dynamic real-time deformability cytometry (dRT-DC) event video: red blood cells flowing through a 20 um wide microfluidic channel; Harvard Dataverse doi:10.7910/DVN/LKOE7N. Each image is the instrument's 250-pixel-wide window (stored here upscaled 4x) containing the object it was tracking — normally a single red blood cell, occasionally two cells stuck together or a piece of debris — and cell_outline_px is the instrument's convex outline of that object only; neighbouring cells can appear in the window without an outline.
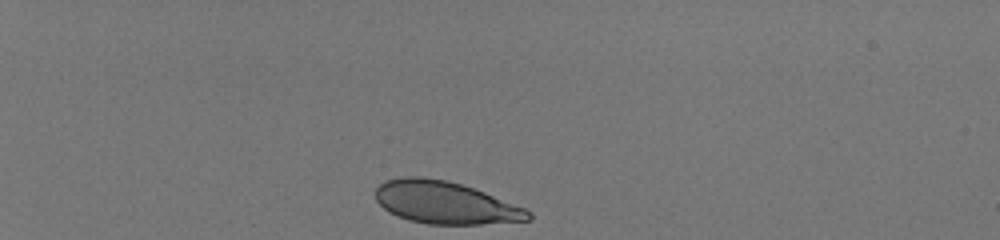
{"species": "human", "species_latin": "Homo sapiens", "temperature_condition": "room temperature", "stored_images_in_passage": 36, "camera_frame_rate_fps": 3000, "um_per_image_px": 0.085, "donor": {"sex": "male"}, "frame": {"image": 1, "passage_image": 1, "time_ms": 0.0, "image_size_px": [1000, 240], "cell_outline_px": [[532, 220], [480, 224], [428, 224], [412, 220], [388, 212], [376, 200], [376, 188], [380, 184], [388, 180], [404, 176], [420, 176], [448, 180], [484, 192], [524, 208], [532, 212]], "centroid_in_image_um": [37.85, 17.22], "position_along_channel_um": 47.2, "area_um2": 37.4}}
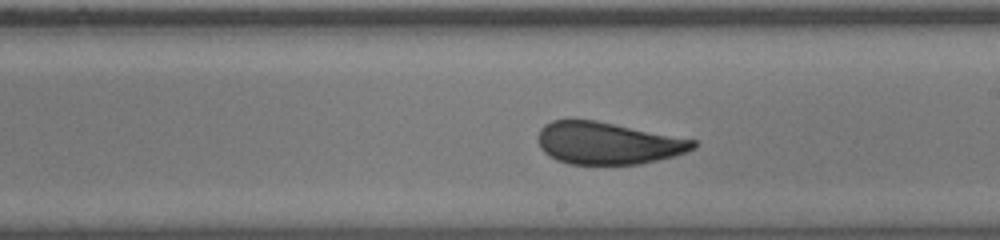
{"frame": {"image": 2, "passage_image": 21, "time_ms": 6.667, "image_size_px": [1000, 240], "cell_outline_px": [[696, 148], [672, 156], [640, 164], [568, 164], [556, 160], [548, 156], [540, 148], [540, 128], [544, 124], [552, 120], [596, 120], [696, 140]], "centroid_in_image_um": [51.64, 12.17], "position_along_channel_um": 237.4, "area_um2": 37.86}}
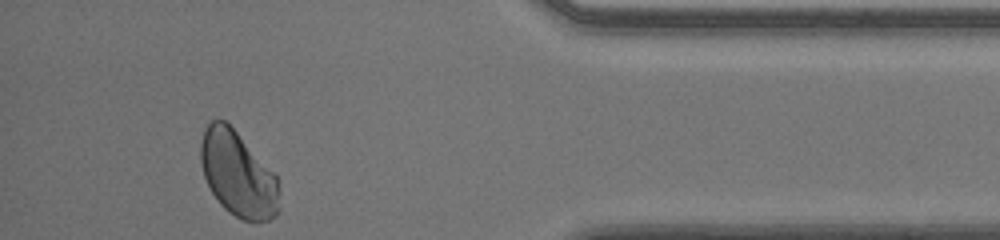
{"frame": {"image": 3, "passage_image": 36, "time_ms": 11.667, "image_size_px": [1000, 240], "cell_outline_px": [[276, 216], [268, 220], [244, 220], [228, 212], [220, 204], [212, 192], [204, 176], [200, 164], [200, 144], [204, 128], [212, 120], [224, 120], [236, 132], [276, 176]], "centroid_in_image_um": [20.14, 14.78], "position_along_channel_um": 415.1, "area_um2": 37.8}, "authors_computed_cell_mechanics": {"area_um2": 38.9861, "velocity_mm_per_s": 4.0326, "shape_relaxation_time_tau1_ms": 5.5514, "shape_relaxation_time_tau2_ms": null, "deformation_change_tau1": 0.138, "deformation_change_tau2": null}}